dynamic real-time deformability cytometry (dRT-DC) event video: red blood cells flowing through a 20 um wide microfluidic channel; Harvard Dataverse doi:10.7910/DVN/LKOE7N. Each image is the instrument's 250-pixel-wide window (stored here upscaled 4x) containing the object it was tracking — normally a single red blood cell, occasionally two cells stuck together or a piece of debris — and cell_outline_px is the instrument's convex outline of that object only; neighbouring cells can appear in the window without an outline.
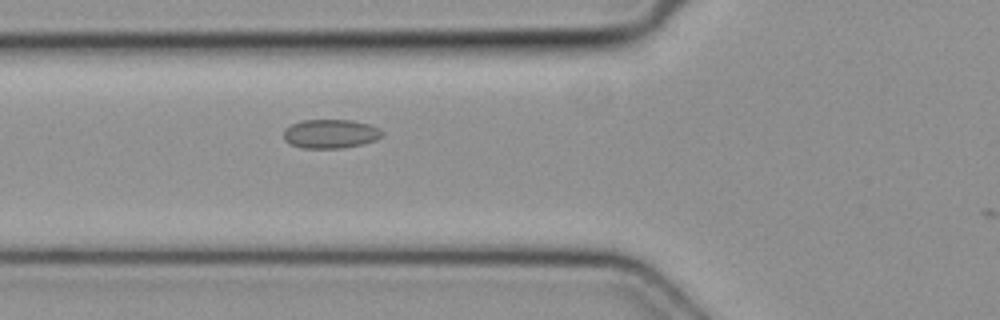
{"species": "common noctule bat (a hibernating species)", "species_latin": "Nyctalus noctula", "temperature_condition": "cold", "stored_images_in_passage": 2, "camera_frame_rate_fps": 3000, "um_per_image_px": 0.085, "animal": {"sex": "female", "body_mass_g": 19.3, "forearm_length_mm": 54.1}, "frame": {"image": 1, "passage_image": 2, "time_ms": 0.333, "image_size_px": [1000, 320], "cell_outline_px": [[384, 132], [376, 140], [360, 144], [340, 148], [304, 148], [292, 144], [284, 140], [284, 132], [292, 124], [300, 120], [352, 120], [368, 124], [380, 128]], "centroid_in_image_um": [28.11, 11.36], "position_along_channel_um": 97.7, "area_um2": 16.42}}